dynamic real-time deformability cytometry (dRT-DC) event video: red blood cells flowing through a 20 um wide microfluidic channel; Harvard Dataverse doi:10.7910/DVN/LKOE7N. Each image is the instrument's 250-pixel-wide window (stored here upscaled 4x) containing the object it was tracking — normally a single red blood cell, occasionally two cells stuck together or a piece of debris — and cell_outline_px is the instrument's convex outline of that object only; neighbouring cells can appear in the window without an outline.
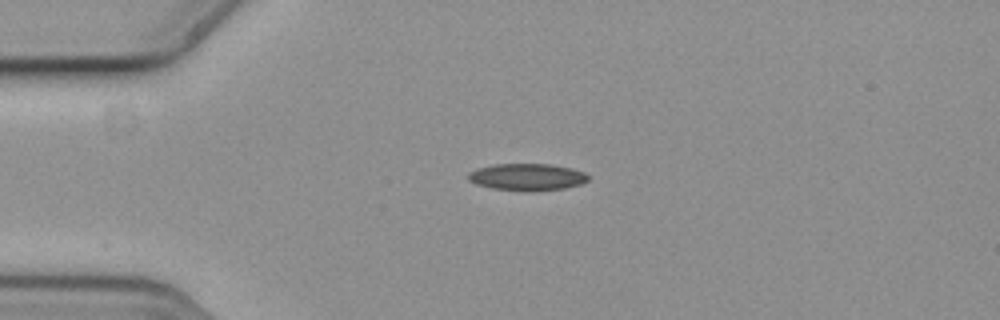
{"species": "common noctule bat (a hibernating species)", "species_latin": "Nyctalus noctula", "temperature_condition": "cold", "stored_images_in_passage": 2, "camera_frame_rate_fps": 3000, "um_per_image_px": 0.085, "animal": {"sex": "female", "body_mass_g": 19.3, "forearm_length_mm": 54.1}, "frame": {"image": 1, "passage_image": 1, "time_ms": 0.0, "image_size_px": [1000, 320], "cell_outline_px": [[588, 180], [580, 184], [564, 188], [492, 188], [476, 184], [468, 180], [468, 172], [476, 168], [496, 164], [552, 164], [572, 168], [584, 172], [588, 176]], "centroid_in_image_um": [44.78, 14.98], "position_along_channel_um": 40.2, "area_um2": 17.92}}